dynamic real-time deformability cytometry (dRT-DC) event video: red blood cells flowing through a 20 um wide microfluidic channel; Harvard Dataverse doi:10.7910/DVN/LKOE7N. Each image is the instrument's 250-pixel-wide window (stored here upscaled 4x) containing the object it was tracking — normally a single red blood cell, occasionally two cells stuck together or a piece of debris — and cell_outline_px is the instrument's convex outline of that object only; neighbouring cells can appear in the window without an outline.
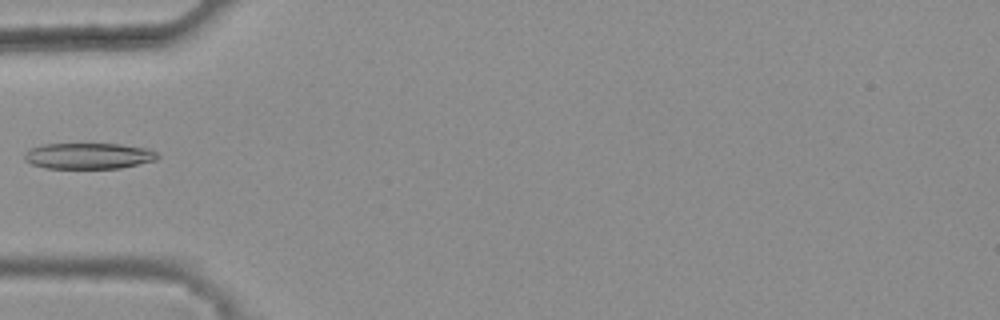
{"species": "common noctule bat (a hibernating species)", "species_latin": "Nyctalus noctula", "temperature_condition": "warm", "stored_images_in_passage": 30, "camera_frame_rate_fps": 3000, "um_per_image_px": 0.085, "animal": {"sex": "female", "body_mass_g": 25.1}, "frame": {"image": 1, "passage_image": 1, "time_ms": 0.0, "image_size_px": [1000, 320], "cell_outline_px": [[160, 156], [156, 160], [120, 168], [44, 168], [32, 164], [24, 160], [24, 152], [32, 148], [44, 144], [120, 144], [148, 148], [156, 152]], "centroid_in_image_um": [7.53, 13.25], "position_along_channel_um": 77.5, "area_um2": 20.17}}
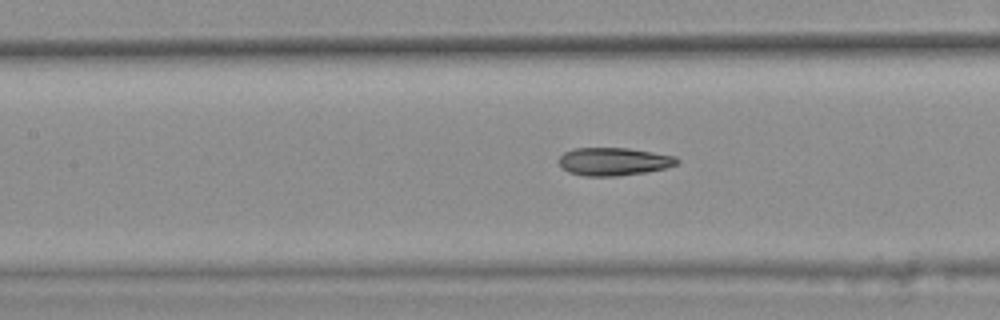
{"frame": {"image": 2, "passage_image": 7, "time_ms": 2.0, "image_size_px": [1000, 320], "cell_outline_px": [[680, 160], [676, 164], [664, 168], [644, 172], [620, 176], [584, 176], [568, 172], [560, 164], [560, 156], [564, 152], [576, 148], [628, 148], [676, 156]], "centroid_in_image_um": [52.17, 13.73], "position_along_channel_um": 155.2, "area_um2": 19.07}}
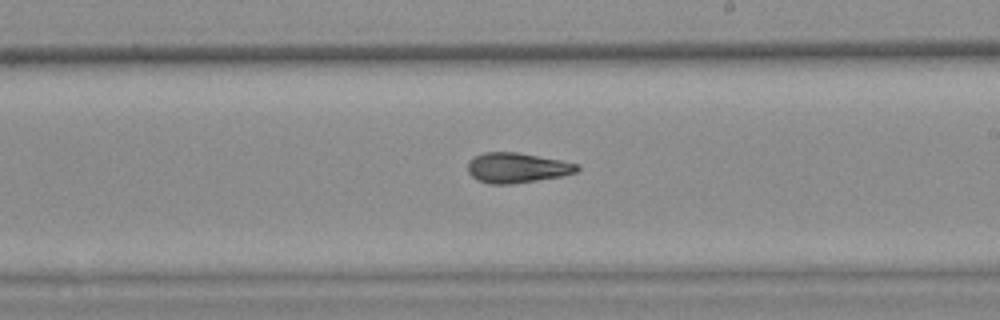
{"frame": {"image": 3, "passage_image": 14, "time_ms": 4.333, "image_size_px": [1000, 320], "cell_outline_px": [[580, 168], [576, 172], [560, 176], [512, 184], [488, 184], [476, 180], [468, 172], [468, 160], [484, 152], [516, 152], [560, 160], [580, 164]], "centroid_in_image_um": [43.92, 14.26], "position_along_channel_um": 245.1, "area_um2": 19.13}}